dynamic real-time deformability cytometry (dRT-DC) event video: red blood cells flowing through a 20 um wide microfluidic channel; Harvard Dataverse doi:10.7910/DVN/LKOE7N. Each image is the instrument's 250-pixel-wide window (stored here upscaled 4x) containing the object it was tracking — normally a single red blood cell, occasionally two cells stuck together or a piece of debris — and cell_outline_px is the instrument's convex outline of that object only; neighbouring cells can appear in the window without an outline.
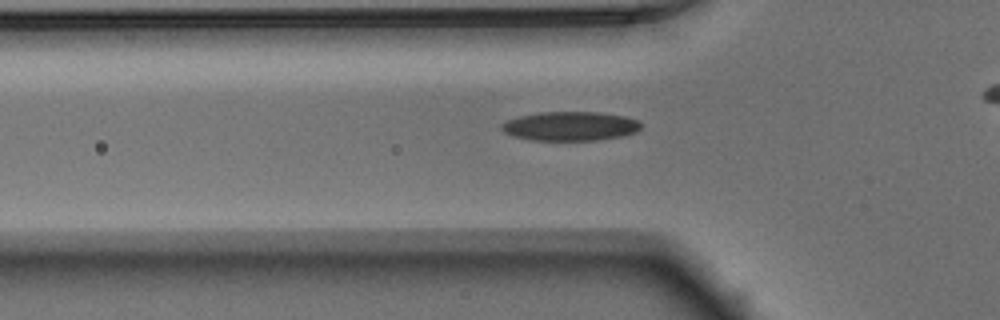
{"species": "Egyptian fruit bat (a non-hibernating species)", "species_latin": "Rousettus aegyptiacus", "temperature_condition": "warm", "stored_images_in_passage": 33, "camera_frame_rate_fps": 3000, "um_per_image_px": 0.085, "animal": {"sex": "male"}, "frame": {"image": 1, "passage_image": 6, "time_ms": 1.667, "image_size_px": [1000, 320], "cell_outline_px": [[640, 128], [636, 132], [620, 136], [600, 140], [532, 140], [512, 136], [504, 132], [500, 128], [500, 124], [508, 120], [520, 116], [540, 112], [596, 112], [624, 116], [636, 120], [640, 124]], "centroid_in_image_um": [48.43, 10.72], "position_along_channel_um": 77.4, "area_um2": 23.52}}
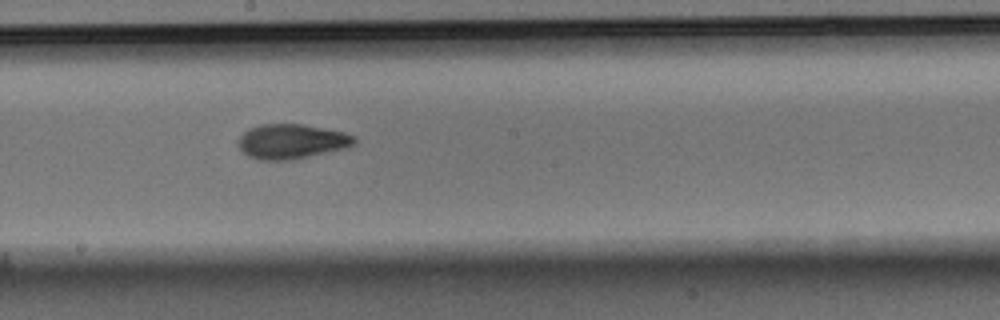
{"frame": {"image": 2, "passage_image": 17, "time_ms": 5.333, "image_size_px": [1000, 320], "cell_outline_px": [[356, 144], [348, 148], [292, 160], [256, 160], [248, 156], [240, 148], [240, 136], [248, 128], [260, 124], [304, 124], [344, 132], [356, 136]], "centroid_in_image_um": [24.83, 12.02], "position_along_channel_um": 223.4, "area_um2": 23.7}}
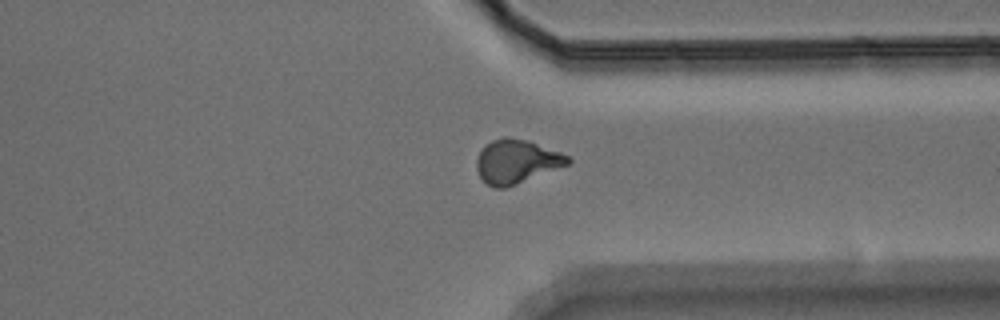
{"frame": {"image": 3, "passage_image": 28, "time_ms": 9.0, "image_size_px": [1000, 320], "cell_outline_px": [[572, 160], [568, 164], [504, 188], [496, 188], [488, 184], [480, 176], [476, 168], [476, 160], [484, 144], [492, 140], [504, 136], [508, 136], [528, 140], [560, 152], [568, 156]], "centroid_in_image_um": [43.87, 13.69], "position_along_channel_um": 367.5, "area_um2": 23.0}}